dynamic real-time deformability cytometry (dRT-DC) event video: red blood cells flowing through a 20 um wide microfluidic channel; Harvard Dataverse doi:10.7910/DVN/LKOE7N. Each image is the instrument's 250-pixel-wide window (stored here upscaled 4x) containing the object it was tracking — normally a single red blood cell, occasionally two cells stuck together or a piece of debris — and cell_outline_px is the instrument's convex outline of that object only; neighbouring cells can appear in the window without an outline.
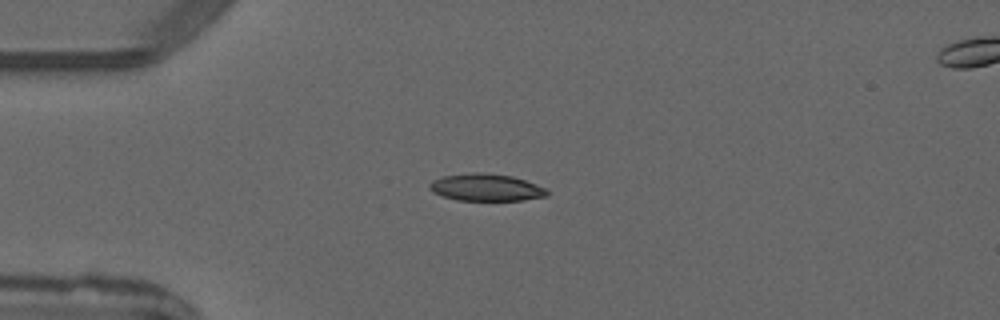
{"species": "common noctule bat (a hibernating species)", "species_latin": "Nyctalus noctula", "temperature_condition": "warm", "stored_images_in_passage": 7, "camera_frame_rate_fps": 3000, "um_per_image_px": 0.085, "animal": {"sex": "male", "forearm_length_mm": 52.5}, "frame": {"image": 1, "passage_image": 1, "time_ms": 0.0, "image_size_px": [1000, 320], "cell_outline_px": [[548, 196], [520, 200], [456, 200], [432, 192], [428, 188], [428, 184], [432, 180], [444, 176], [472, 172], [480, 172], [512, 176], [524, 180], [544, 188], [548, 192]], "centroid_in_image_um": [41.26, 15.93], "position_along_channel_um": 43.7, "area_um2": 18.44}}